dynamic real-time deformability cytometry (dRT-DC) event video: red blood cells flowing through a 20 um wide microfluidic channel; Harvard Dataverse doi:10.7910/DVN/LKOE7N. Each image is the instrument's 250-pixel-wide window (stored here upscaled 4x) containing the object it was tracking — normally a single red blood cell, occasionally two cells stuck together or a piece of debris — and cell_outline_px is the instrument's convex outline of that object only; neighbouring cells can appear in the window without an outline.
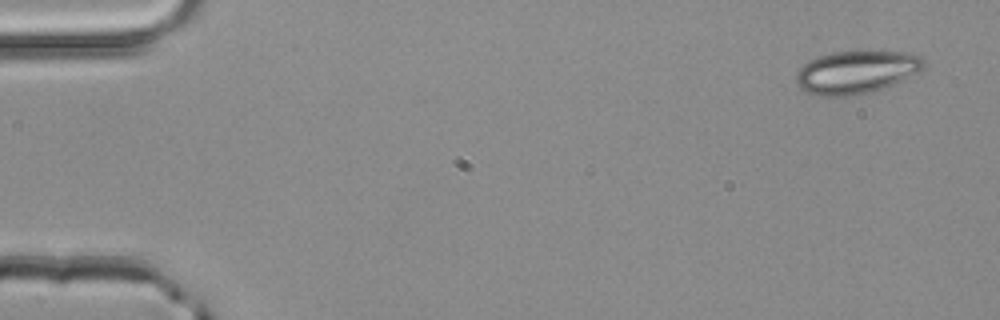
{"species": "common noctule bat (a hibernating species)", "species_latin": "Nyctalus noctula", "temperature_condition": "room temperature", "stored_images_in_passage": 3, "camera_frame_rate_fps": 3000, "um_per_image_px": 0.085, "animal": {"sex": "male", "body_mass_g": 20.4}, "frame": {"image": 1, "passage_image": 1, "time_ms": 0.0, "image_size_px": [1000, 320], "cell_outline_px": [[924, 68], [892, 84], [872, 92], [856, 96], [820, 96], [804, 92], [796, 84], [796, 72], [808, 60], [832, 52], [860, 48], [880, 48], [908, 52], [924, 56]], "centroid_in_image_um": [72.8, 6.06], "position_along_channel_um": 12.2, "area_um2": 33.23}}